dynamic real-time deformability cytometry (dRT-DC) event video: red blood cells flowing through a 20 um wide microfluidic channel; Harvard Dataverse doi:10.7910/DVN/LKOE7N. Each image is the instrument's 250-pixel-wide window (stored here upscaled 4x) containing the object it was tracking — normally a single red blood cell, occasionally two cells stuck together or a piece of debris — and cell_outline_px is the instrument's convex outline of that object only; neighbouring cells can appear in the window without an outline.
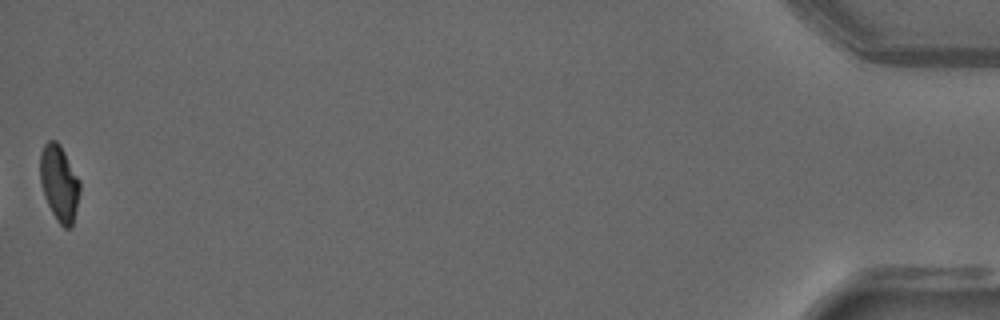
{"species": "common noctule bat (a hibernating species)", "species_latin": "Nyctalus noctula", "temperature_condition": "warm", "stored_images_in_passage": 53, "camera_frame_rate_fps": 3000, "um_per_image_px": 0.085, "animal": {"sex": "male", "forearm_length_mm": 52.5}, "frame": {"image": 1, "passage_image": 53, "time_ms": 17.333, "image_size_px": [1000, 320], "cell_outline_px": [[80, 192], [72, 224], [68, 228], [64, 228], [56, 220], [44, 196], [40, 180], [40, 152], [44, 144], [48, 140], [56, 140], [60, 144], [80, 180]], "centroid_in_image_um": [5.03, 15.53], "position_along_channel_um": 430.2, "area_um2": 17.57}, "authors_computed_cell_mechanics": {"area_um2": 18.8428, "velocity_mm_per_s": 3.7547, "shape_relaxation_time_tau1_ms": null, "shape_relaxation_time_tau2_ms": 1.6337, "deformation_change_tau1": null, "deformation_change_tau2": 0.0606}}